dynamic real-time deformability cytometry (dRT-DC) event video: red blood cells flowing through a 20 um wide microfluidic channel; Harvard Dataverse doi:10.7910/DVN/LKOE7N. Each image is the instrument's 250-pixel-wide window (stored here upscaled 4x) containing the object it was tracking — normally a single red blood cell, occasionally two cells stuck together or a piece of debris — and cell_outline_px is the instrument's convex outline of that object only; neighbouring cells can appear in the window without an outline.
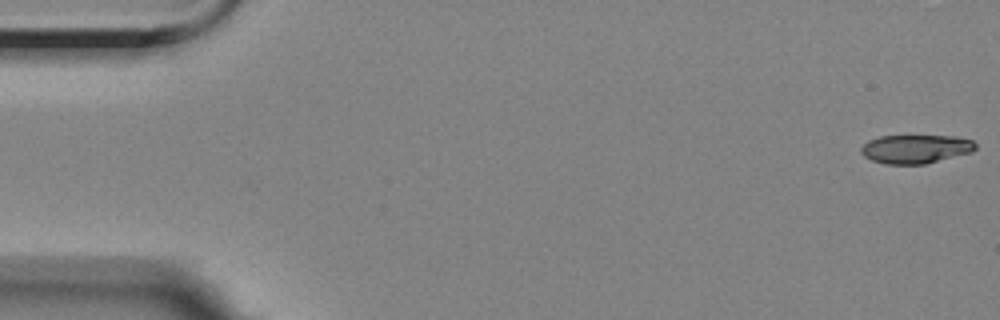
{"species": "Egyptian fruit bat (a non-hibernating species)", "species_latin": "Rousettus aegyptiacus", "temperature_condition": "room temperature", "stored_images_in_passage": 57, "camera_frame_rate_fps": 3000, "um_per_image_px": 0.085, "animal": {"sex": "female"}, "frame": {"image": 1, "passage_image": 1, "time_ms": 0.0, "image_size_px": [1000, 320], "cell_outline_px": [[976, 148], [972, 152], [924, 164], [884, 164], [872, 160], [864, 156], [860, 152], [860, 148], [868, 140], [880, 136], [956, 136], [972, 140], [976, 144]], "centroid_in_image_um": [77.81, 12.66], "position_along_channel_um": 7.2, "area_um2": 19.13}}
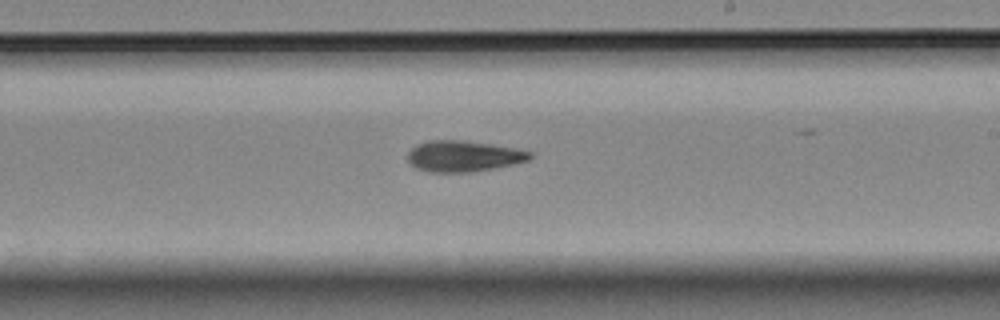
{"frame": {"image": 2, "passage_image": 33, "time_ms": 10.667, "image_size_px": [1000, 320], "cell_outline_px": [[532, 156], [528, 160], [512, 164], [472, 172], [428, 172], [416, 168], [408, 164], [408, 152], [416, 144], [428, 140], [460, 140], [492, 144], [516, 148], [532, 152]], "centroid_in_image_um": [39.35, 13.27], "position_along_channel_um": 249.6, "area_um2": 22.14}}
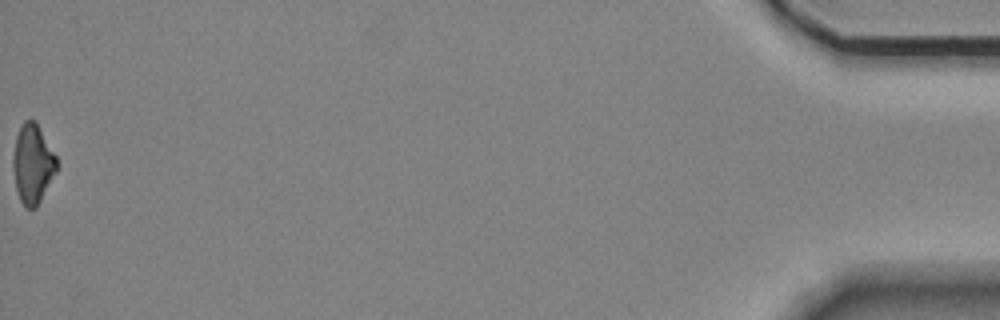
{"frame": {"image": 3, "passage_image": 57, "time_ms": 18.667, "image_size_px": [1000, 320], "cell_outline_px": [[56, 172], [36, 208], [24, 208], [20, 200], [16, 188], [12, 168], [12, 156], [16, 136], [24, 120], [36, 120], [56, 156]], "centroid_in_image_um": [2.76, 13.93], "position_along_channel_um": 432.4, "area_um2": 20.17}}